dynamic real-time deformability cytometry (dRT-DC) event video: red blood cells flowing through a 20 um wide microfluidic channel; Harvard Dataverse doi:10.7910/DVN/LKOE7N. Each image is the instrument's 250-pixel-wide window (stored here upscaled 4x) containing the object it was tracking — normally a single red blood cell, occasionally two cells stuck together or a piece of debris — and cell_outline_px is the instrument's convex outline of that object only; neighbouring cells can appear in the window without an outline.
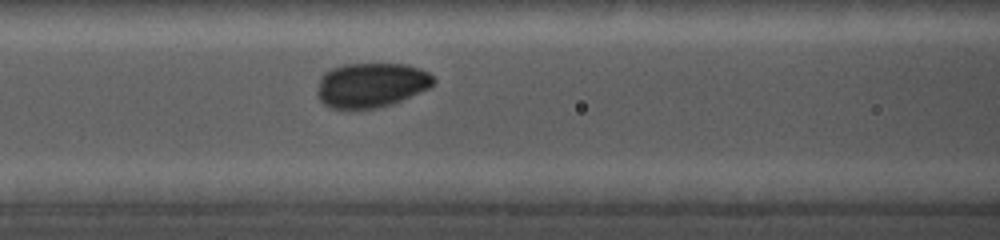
{"species": "common noctule bat (a hibernating species)", "species_latin": "Nyctalus noctula", "temperature_condition": "cold", "stored_images_in_passage": 52, "camera_frame_rate_fps": 5000, "um_per_image_px": 0.085, "animal": {"sex": "female", "body_mass_g": 19.0, "forearm_length_mm": 56.7}, "frame": {"image": 1, "passage_image": 23, "time_ms": 3.6, "image_size_px": [1000, 240], "cell_outline_px": [[436, 80], [428, 88], [392, 104], [376, 108], [352, 112], [348, 112], [328, 108], [316, 96], [316, 92], [320, 76], [324, 72], [332, 68], [344, 64], [408, 64], [420, 68], [428, 72]], "centroid_in_image_um": [31.47, 7.27], "position_along_channel_um": 135.1, "area_um2": 31.04}}
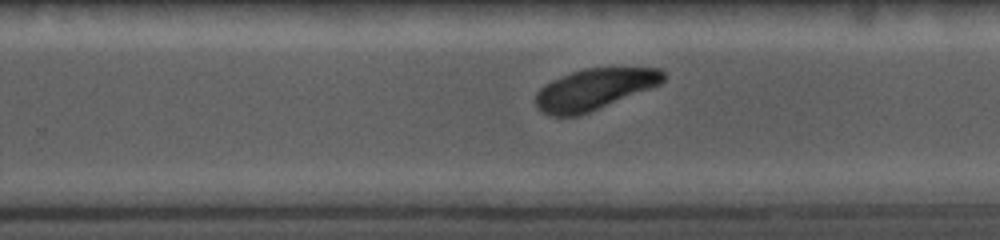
{"frame": {"image": 2, "passage_image": 38, "time_ms": 7.4, "image_size_px": [1000, 240], "cell_outline_px": [[668, 76], [660, 84], [652, 88], [580, 116], [552, 116], [540, 112], [536, 108], [536, 92], [544, 84], [552, 80], [572, 72], [584, 68], [660, 68]], "centroid_in_image_um": [50.51, 7.6], "position_along_channel_um": 279.3, "area_um2": 30.81}}
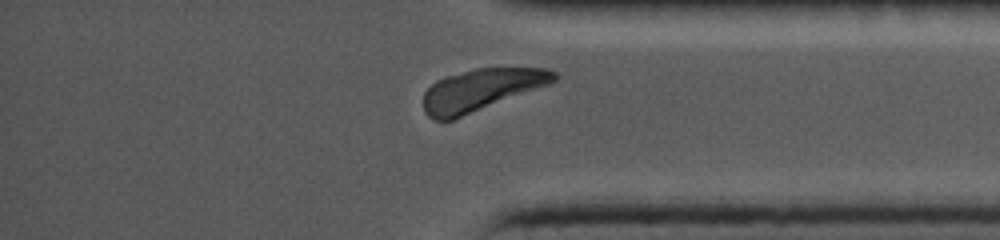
{"frame": {"image": 3, "passage_image": 49, "time_ms": 10.4, "image_size_px": [1000, 240], "cell_outline_px": [[560, 76], [556, 80], [548, 84], [452, 120], [432, 120], [424, 112], [424, 92], [436, 80], [448, 76], [476, 68], [544, 68], [556, 72]], "centroid_in_image_um": [40.87, 7.64], "position_along_channel_um": 394.3, "area_um2": 31.39}}